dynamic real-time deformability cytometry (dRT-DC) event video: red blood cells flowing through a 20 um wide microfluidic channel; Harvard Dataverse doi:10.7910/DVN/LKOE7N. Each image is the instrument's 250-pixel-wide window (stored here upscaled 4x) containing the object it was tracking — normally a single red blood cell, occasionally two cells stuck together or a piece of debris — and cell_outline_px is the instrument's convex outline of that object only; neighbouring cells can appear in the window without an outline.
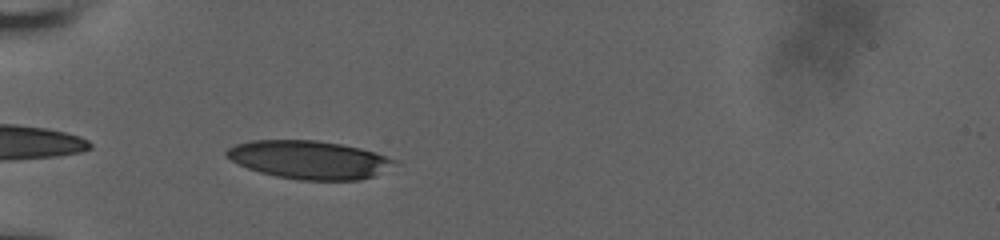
{"species": "human", "species_latin": "Homo sapiens", "temperature_condition": "room temperature", "stored_images_in_passage": 33, "camera_frame_rate_fps": 3000, "um_per_image_px": 0.085, "donor": {"sex": "male"}, "frame": {"image": 1, "passage_image": 2, "time_ms": 0.333, "image_size_px": [1000, 240], "cell_outline_px": [[396, 160], [372, 176], [360, 180], [300, 180], [276, 176], [260, 172], [248, 168], [224, 156], [224, 152], [228, 148], [236, 144], [252, 140], [316, 140], [340, 144], [360, 148]], "centroid_in_image_um": [26.17, 13.57], "position_along_channel_um": 58.8, "area_um2": 36.7}}
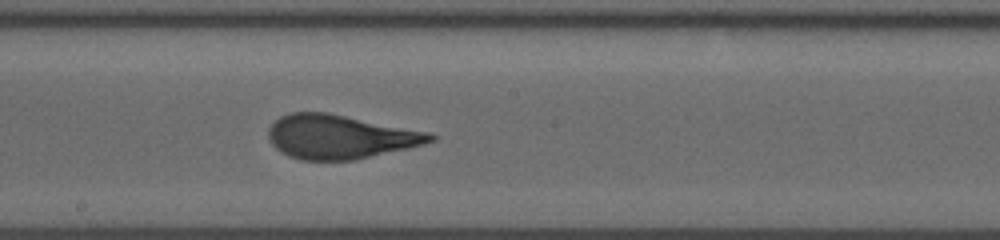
{"frame": {"image": 2, "passage_image": 16, "time_ms": 5.0, "image_size_px": [1000, 240], "cell_outline_px": [[436, 140], [424, 144], [408, 148], [356, 160], [300, 160], [288, 156], [276, 148], [272, 144], [268, 136], [268, 128], [280, 116], [292, 112], [328, 112], [428, 132], [436, 136]], "centroid_in_image_um": [28.89, 11.63], "position_along_channel_um": 219.3, "area_um2": 41.44}}
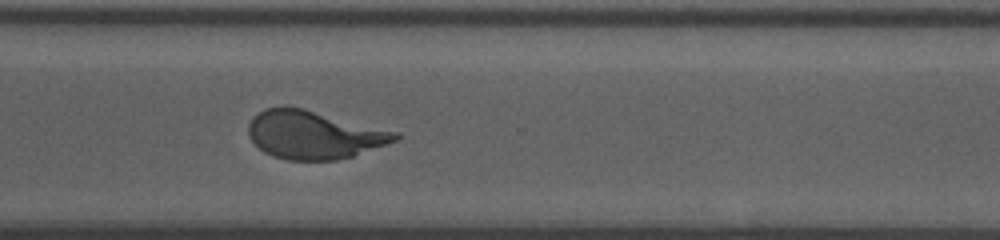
{"frame": {"image": 3, "passage_image": 26, "time_ms": 8.333, "image_size_px": [1000, 240], "cell_outline_px": [[400, 136], [396, 140], [352, 156], [336, 160], [288, 160], [272, 156], [264, 152], [248, 136], [248, 124], [252, 116], [264, 108], [284, 104], [304, 108], [400, 132]], "centroid_in_image_um": [26.63, 11.42], "position_along_channel_um": 344.0, "area_um2": 41.56}, "authors_computed_cell_mechanics": {"area_um2": 41.327, "velocity_mm_per_s": 3.7397, "shape_relaxation_time_tau1_ms": 5.1494, "shape_relaxation_time_tau2_ms": null, "deformation_change_tau1": 0.2141, "deformation_change_tau2": null}}